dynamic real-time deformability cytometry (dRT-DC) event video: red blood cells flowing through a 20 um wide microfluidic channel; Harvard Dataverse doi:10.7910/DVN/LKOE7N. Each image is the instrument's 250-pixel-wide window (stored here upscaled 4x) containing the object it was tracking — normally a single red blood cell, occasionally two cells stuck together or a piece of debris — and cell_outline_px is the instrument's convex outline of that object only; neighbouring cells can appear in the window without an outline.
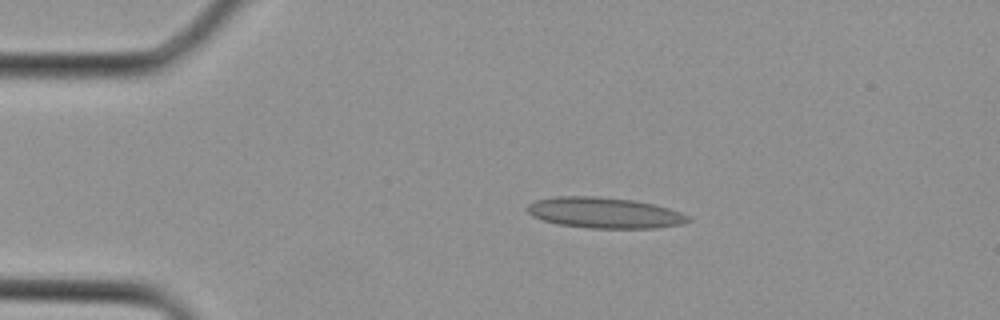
{"species": "Egyptian fruit bat (a non-hibernating species)", "species_latin": "Rousettus aegyptiacus", "temperature_condition": "cold", "stored_images_in_passage": 2, "camera_frame_rate_fps": 3000, "um_per_image_px": 0.085, "animal": {"sex": "female"}, "frame": {"image": 1, "passage_image": 1, "time_ms": 0.0, "image_size_px": [1000, 320], "cell_outline_px": [[692, 220], [680, 224], [656, 228], [588, 228], [560, 224], [544, 220], [532, 216], [524, 208], [528, 204], [536, 200], [556, 196], [596, 196], [632, 200], [652, 204], [668, 208], [680, 212], [688, 216]], "centroid_in_image_um": [51.35, 18.08], "position_along_channel_um": 33.7, "area_um2": 28.73}}
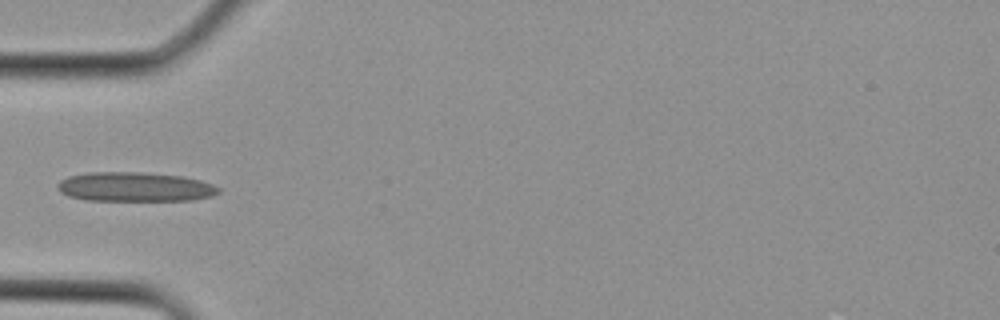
{"frame": {"image": 2, "passage_image": 2, "time_ms": 0.333, "image_size_px": [1000, 320], "cell_outline_px": [[220, 192], [212, 196], [192, 200], [84, 200], [68, 196], [60, 192], [56, 188], [56, 184], [60, 180], [68, 176], [88, 172], [140, 172], [184, 176], [200, 180], [212, 184], [220, 188]], "centroid_in_image_um": [11.44, 15.88], "position_along_channel_um": 73.6, "area_um2": 27.74}}